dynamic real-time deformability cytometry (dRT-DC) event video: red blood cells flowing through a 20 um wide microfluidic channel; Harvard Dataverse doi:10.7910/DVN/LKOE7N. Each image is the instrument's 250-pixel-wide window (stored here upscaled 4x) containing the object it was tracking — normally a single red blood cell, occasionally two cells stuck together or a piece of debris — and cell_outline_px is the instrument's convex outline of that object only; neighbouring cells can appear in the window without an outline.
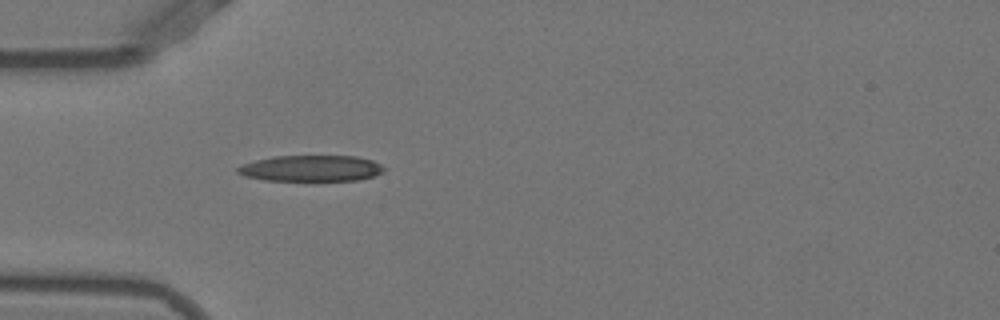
{"species": "Egyptian fruit bat (a non-hibernating species)", "species_latin": "Rousettus aegyptiacus", "temperature_condition": "warm", "stored_images_in_passage": 32, "camera_frame_rate_fps": 3000, "um_per_image_px": 0.085, "animal": {"sex": "female"}, "frame": {"image": 1, "passage_image": 1, "time_ms": 0.0, "image_size_px": [1000, 320], "cell_outline_px": [[388, 168], [384, 172], [372, 176], [356, 180], [264, 180], [244, 176], [236, 172], [236, 168], [240, 164], [272, 156], [356, 156], [372, 160]], "centroid_in_image_um": [26.43, 14.3], "position_along_channel_um": 58.6, "area_um2": 22.31}}
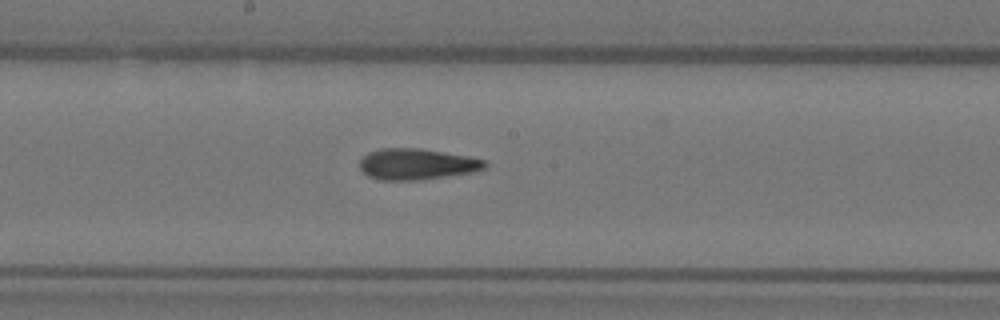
{"frame": {"image": 2, "passage_image": 13, "time_ms": 4.0, "image_size_px": [1000, 320], "cell_outline_px": [[488, 168], [472, 172], [420, 180], [380, 180], [368, 176], [360, 168], [360, 160], [368, 152], [380, 148], [420, 148], [468, 156], [488, 160]], "centroid_in_image_um": [35.46, 13.95], "position_along_channel_um": 212.7, "area_um2": 22.83}}
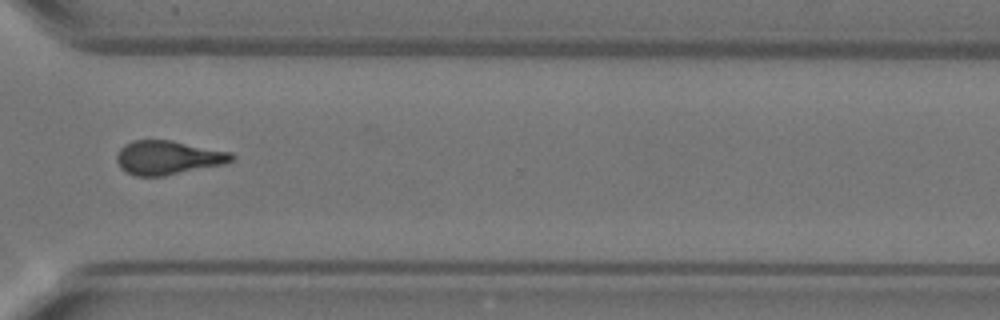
{"frame": {"image": 3, "passage_image": 24, "time_ms": 7.667, "image_size_px": [1000, 320], "cell_outline_px": [[236, 156], [232, 160], [224, 164], [164, 176], [136, 176], [120, 168], [116, 160], [116, 156], [120, 148], [124, 144], [132, 140], [172, 140], [232, 152]], "centroid_in_image_um": [14.28, 13.39], "position_along_channel_um": 356.3, "area_um2": 22.83}, "authors_computed_cell_mechanics": {"area_um2": 22.5998, "velocity_mm_per_s": 3.9255, "shape_relaxation_time_tau1_ms": null, "shape_relaxation_time_tau2_ms": 2.8375, "deformation_change_tau1": null, "deformation_change_tau2": 0.1301}}